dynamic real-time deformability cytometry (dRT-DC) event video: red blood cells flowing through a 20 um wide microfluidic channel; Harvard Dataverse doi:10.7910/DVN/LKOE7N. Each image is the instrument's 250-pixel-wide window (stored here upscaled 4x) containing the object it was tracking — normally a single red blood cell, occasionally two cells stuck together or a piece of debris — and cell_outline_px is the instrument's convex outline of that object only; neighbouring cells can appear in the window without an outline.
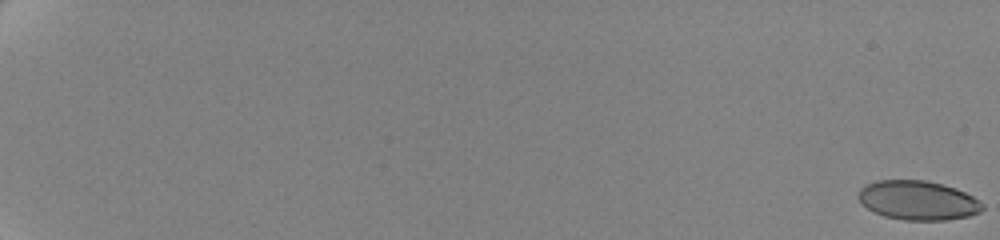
{"species": "human", "species_latin": "Homo sapiens", "temperature_condition": "cold", "stored_images_in_passage": 63, "camera_frame_rate_fps": 3000, "um_per_image_px": 0.085, "donor": {"sex": "female"}, "frame": {"image": 1, "passage_image": 1, "time_ms": 0.0, "image_size_px": [1000, 240], "cell_outline_px": [[984, 208], [980, 212], [968, 216], [944, 220], [904, 220], [884, 216], [868, 208], [856, 196], [860, 188], [864, 184], [876, 180], [924, 180], [956, 188], [972, 196], [984, 204]], "centroid_in_image_um": [78.01, 17.02], "position_along_channel_um": 7.0, "area_um2": 28.32}}
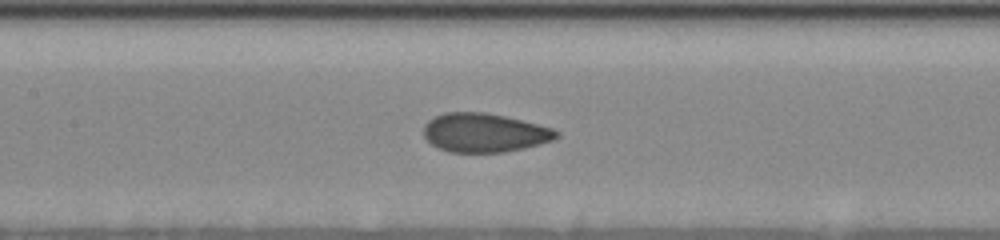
{"frame": {"image": 2, "passage_image": 35, "time_ms": 11.333, "image_size_px": [1000, 240], "cell_outline_px": [[560, 136], [556, 140], [524, 148], [504, 152], [448, 152], [432, 144], [424, 136], [424, 124], [428, 120], [444, 112], [484, 112], [504, 116], [552, 128], [560, 132]], "centroid_in_image_um": [41.19, 11.28], "position_along_channel_um": 166.2, "area_um2": 30.06}}
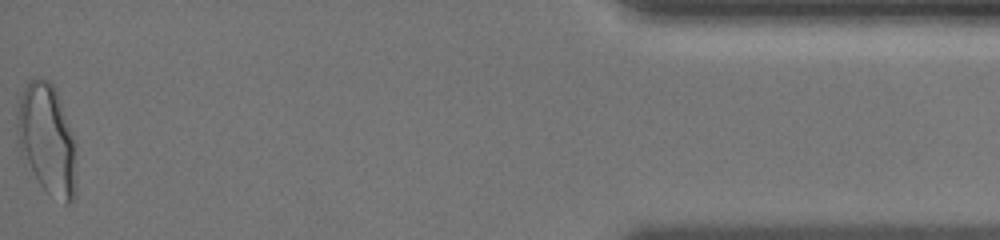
{"frame": {"image": 3, "passage_image": 63, "time_ms": 20.667, "image_size_px": [1000, 240], "cell_outline_px": [[76, 196], [68, 204], [64, 204], [48, 192], [40, 184], [20, 156], [16, 140], [16, 116], [20, 100], [24, 88], [28, 80], [48, 80], [56, 88], [76, 140]], "centroid_in_image_um": [4.01, 11.88], "position_along_channel_um": 431.2, "area_um2": 38.9}, "authors_computed_cell_mechanics": {"area_um2": 29.8248, "velocity_mm_per_s": 3.5106, "shape_relaxation_time_tau1_ms": 7.8563, "shape_relaxation_time_tau2_ms": null, "deformation_change_tau1": 0.1713, "deformation_change_tau2": null}}